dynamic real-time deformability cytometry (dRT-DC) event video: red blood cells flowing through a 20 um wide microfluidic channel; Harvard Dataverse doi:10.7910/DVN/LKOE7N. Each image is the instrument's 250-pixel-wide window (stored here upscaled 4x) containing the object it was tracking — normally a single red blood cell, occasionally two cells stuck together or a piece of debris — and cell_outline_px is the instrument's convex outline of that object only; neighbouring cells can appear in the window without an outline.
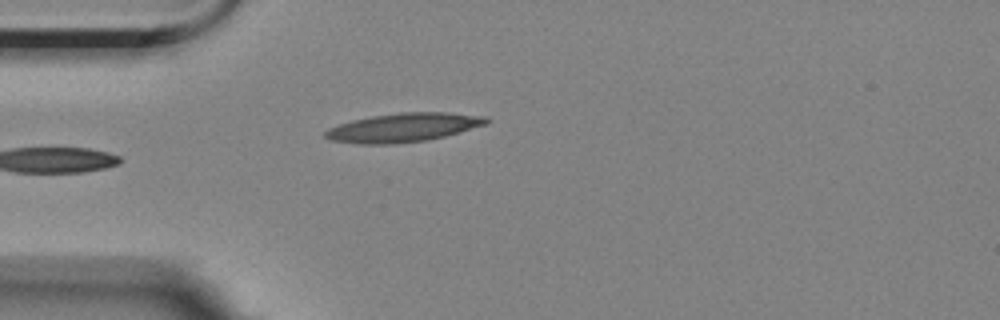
{"species": "Egyptian fruit bat (a non-hibernating species)", "species_latin": "Rousettus aegyptiacus", "temperature_condition": "room temperature", "stored_images_in_passage": 3, "camera_frame_rate_fps": 3000, "um_per_image_px": 0.085, "animal": {"sex": "female"}, "frame": {"image": 1, "passage_image": 2, "time_ms": 1.333, "image_size_px": [1000, 320], "cell_outline_px": [[492, 120], [488, 124], [460, 132], [428, 140], [392, 144], [356, 144], [332, 140], [324, 136], [324, 132], [328, 128], [352, 120], [372, 116], [400, 112], [444, 112], [488, 116]], "centroid_in_image_um": [34.33, 10.83], "position_along_channel_um": 50.7, "area_um2": 27.22}}